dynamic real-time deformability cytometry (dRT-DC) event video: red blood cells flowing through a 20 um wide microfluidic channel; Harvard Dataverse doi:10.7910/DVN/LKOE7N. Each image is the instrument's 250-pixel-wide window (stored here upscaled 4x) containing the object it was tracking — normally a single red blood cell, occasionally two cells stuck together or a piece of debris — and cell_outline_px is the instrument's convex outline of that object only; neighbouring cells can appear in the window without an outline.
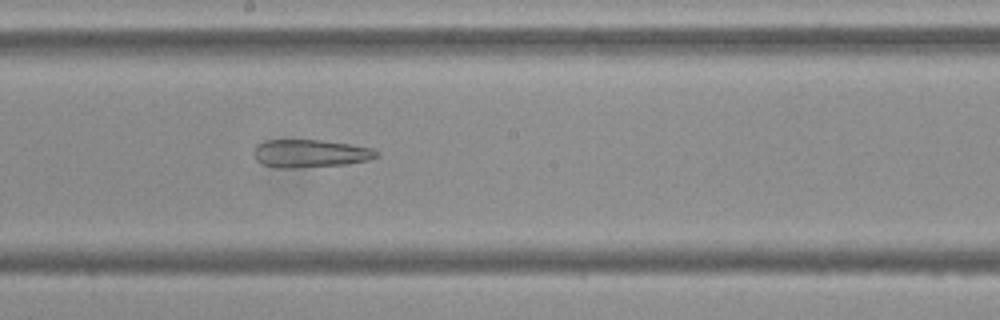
{"species": "Egyptian fruit bat (a non-hibernating species)", "species_latin": "Rousettus aegyptiacus", "temperature_condition": "cold", "stored_images_in_passage": 54, "camera_frame_rate_fps": 3000, "um_per_image_px": 0.085, "frame": {"image": 1, "passage_image": 29, "time_ms": 9.333, "image_size_px": [1000, 320], "cell_outline_px": [[380, 156], [368, 160], [348, 164], [292, 168], [276, 168], [260, 164], [256, 160], [252, 152], [256, 144], [268, 140], [320, 140], [352, 144], [372, 148], [380, 152]], "centroid_in_image_um": [26.36, 13.05], "position_along_channel_um": 221.8, "area_um2": 20.29}}
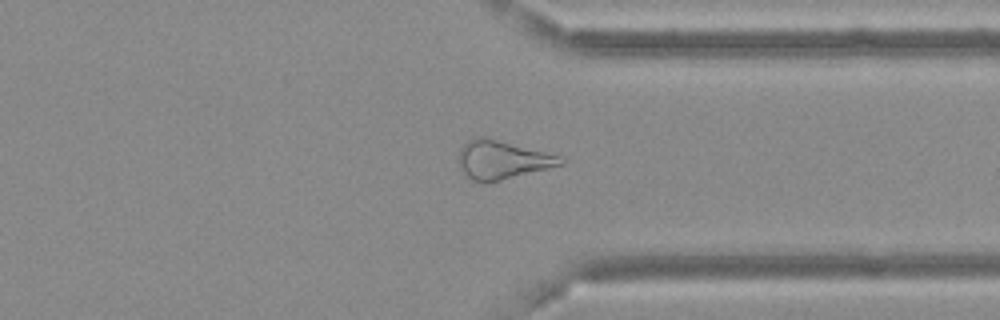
{"frame": {"image": 2, "passage_image": 41, "time_ms": 13.333, "image_size_px": [1000, 320], "cell_outline_px": [[568, 160], [564, 164], [488, 184], [484, 184], [472, 180], [464, 172], [460, 164], [460, 148], [468, 140], [480, 136], [488, 136], [544, 152]], "centroid_in_image_um": [42.68, 13.59], "position_along_channel_um": 368.7, "area_um2": 22.89}}
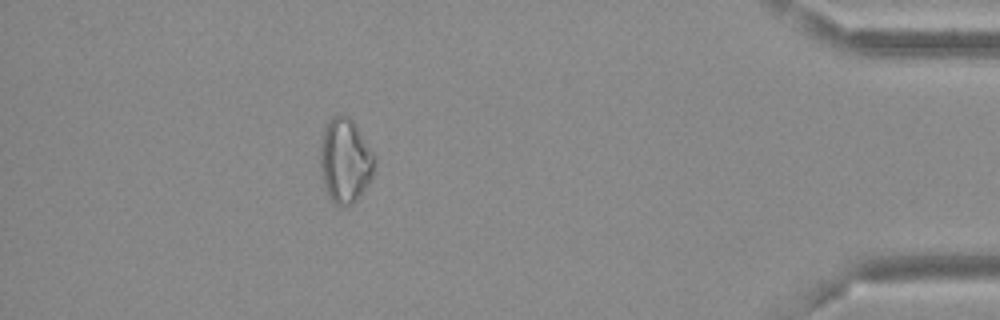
{"frame": {"image": 3, "passage_image": 48, "time_ms": 15.667, "image_size_px": [1000, 320], "cell_outline_px": [[376, 160], [372, 176], [356, 200], [352, 204], [344, 208], [340, 208], [328, 196], [324, 184], [320, 168], [320, 144], [324, 128], [332, 116], [340, 112], [348, 116], [352, 120], [376, 156]], "centroid_in_image_um": [29.32, 13.64], "position_along_channel_um": 405.9, "area_um2": 26.93}}